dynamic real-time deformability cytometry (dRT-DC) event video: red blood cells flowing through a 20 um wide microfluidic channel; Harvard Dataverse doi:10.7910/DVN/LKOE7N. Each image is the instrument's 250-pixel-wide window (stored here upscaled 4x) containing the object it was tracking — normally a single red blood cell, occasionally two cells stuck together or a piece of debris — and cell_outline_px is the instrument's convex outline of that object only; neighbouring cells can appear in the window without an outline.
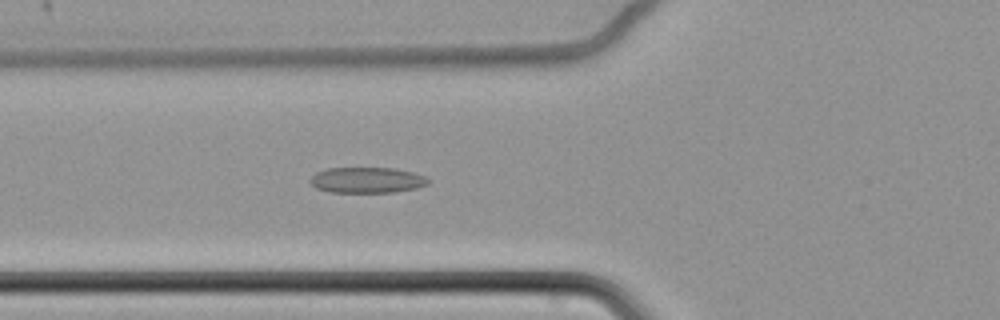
{"species": "common noctule bat (a hibernating species)", "species_latin": "Nyctalus noctula", "temperature_condition": "cold", "stored_images_in_passage": 45, "camera_frame_rate_fps": 3000, "um_per_image_px": 0.085, "animal": {"sex": "female", "body_mass_g": 22.7, "forearm_length_mm": 54.2}, "frame": {"image": 1, "passage_image": 11, "time_ms": 3.333, "image_size_px": [1000, 320], "cell_outline_px": [[428, 184], [416, 188], [392, 192], [328, 192], [316, 188], [308, 180], [316, 172], [328, 168], [392, 168], [412, 172], [424, 176], [428, 180]], "centroid_in_image_um": [31.15, 15.31], "position_along_channel_um": 94.7, "area_um2": 17.57}}
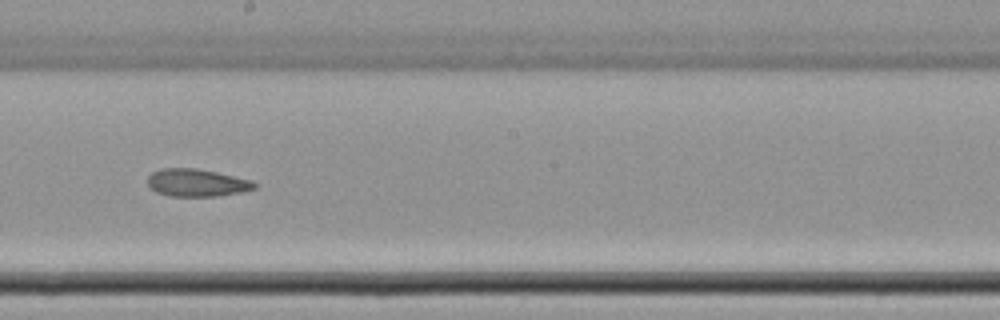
{"frame": {"image": 2, "passage_image": 23, "time_ms": 7.333, "image_size_px": [1000, 320], "cell_outline_px": [[256, 188], [240, 192], [216, 196], [172, 196], [156, 192], [148, 184], [148, 176], [152, 172], [160, 168], [196, 168], [216, 172], [252, 180], [256, 184]], "centroid_in_image_um": [16.71, 15.52], "position_along_channel_um": 231.5, "area_um2": 17.05}}
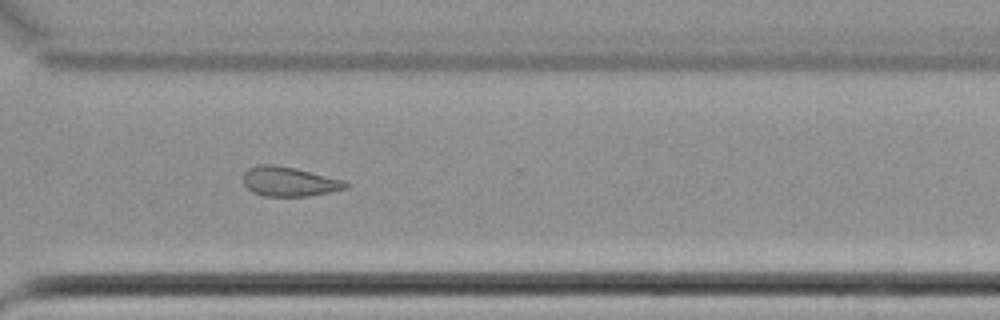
{"frame": {"image": 3, "passage_image": 33, "time_ms": 10.667, "image_size_px": [1000, 320], "cell_outline_px": [[348, 188], [308, 196], [264, 196], [252, 192], [244, 184], [244, 172], [248, 168], [260, 164], [272, 164], [292, 168], [344, 180], [348, 184]], "centroid_in_image_um": [24.55, 15.44], "position_along_channel_um": 346.0, "area_um2": 17.34}, "authors_computed_cell_mechanics": {"area_um2": 18.0336, "velocity_mm_per_s": 3.4217, "shape_relaxation_time_tau1_ms": null, "shape_relaxation_time_tau2_ms": 9.5023, "deformation_change_tau1": null, "deformation_change_tau2": 0.16}}